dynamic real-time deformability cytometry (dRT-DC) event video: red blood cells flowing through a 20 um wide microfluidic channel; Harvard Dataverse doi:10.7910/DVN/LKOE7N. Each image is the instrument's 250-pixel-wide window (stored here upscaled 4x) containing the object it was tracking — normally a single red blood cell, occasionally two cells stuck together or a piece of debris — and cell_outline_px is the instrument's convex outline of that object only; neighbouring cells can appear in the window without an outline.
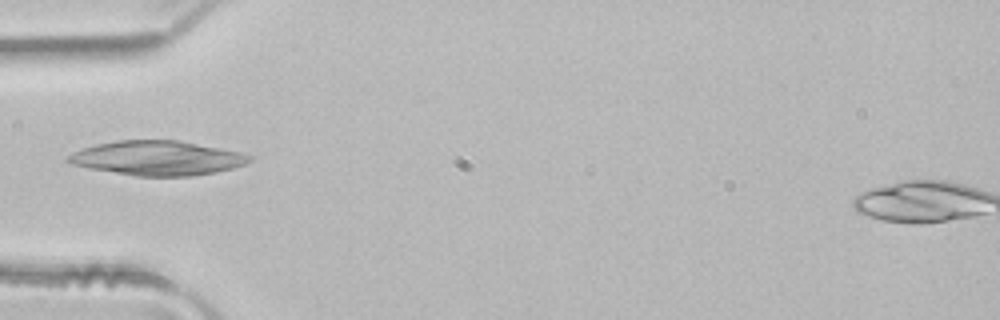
{"species": "common noctule bat (a hibernating species)", "species_latin": "Nyctalus noctula", "temperature_condition": "room temperature", "stored_images_in_passage": 3, "camera_frame_rate_fps": 3000, "um_per_image_px": 0.085, "animal": {"sex": "male", "body_mass_g": 21.5, "forearm_length_mm": 52.0}, "frame": {"image": 1, "passage_image": 3, "time_ms": 0.667, "image_size_px": [1000, 320], "cell_outline_px": [[252, 160], [244, 164], [232, 168], [216, 172], [192, 176], [136, 176], [88, 168], [72, 164], [64, 160], [72, 152], [96, 144], [116, 140], [180, 140], [240, 152], [252, 156]], "centroid_in_image_um": [13.36, 13.43], "position_along_channel_um": 71.6, "area_um2": 36.41}}